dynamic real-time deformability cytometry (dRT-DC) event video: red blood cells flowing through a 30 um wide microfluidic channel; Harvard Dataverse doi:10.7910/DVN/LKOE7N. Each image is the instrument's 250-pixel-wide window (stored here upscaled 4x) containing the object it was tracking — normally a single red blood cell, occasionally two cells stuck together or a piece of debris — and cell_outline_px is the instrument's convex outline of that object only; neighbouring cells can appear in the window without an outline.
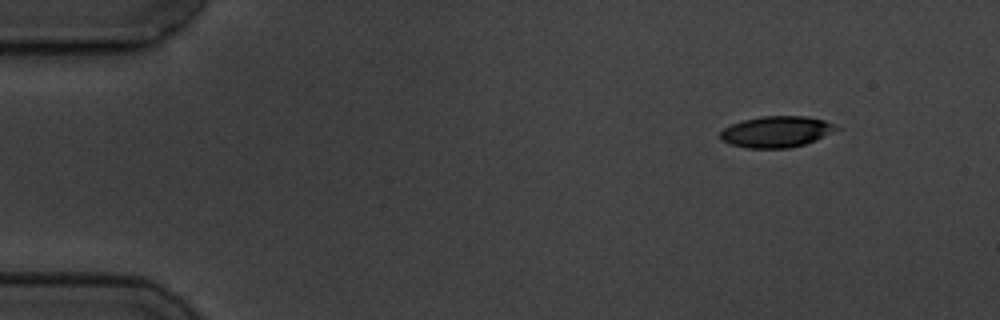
{"species": "common noctule bat (a hibernating species)", "species_latin": "Nyctalus noctula", "temperature_condition": "cold", "stored_images_in_passage": 4, "camera_frame_rate_fps": 3000, "um_per_image_px": 0.085, "animal": {"sex": "male", "body_mass_g": 19.5, "forearm_length_mm": 54.6}, "frame": {"image": 1, "passage_image": 1, "time_ms": 0.0, "image_size_px": [1000, 320], "cell_outline_px": [[840, 128], [804, 144], [788, 148], [748, 148], [732, 144], [720, 140], [720, 132], [724, 128], [732, 124], [744, 120], [760, 116], [804, 116], [824, 120], [836, 124]], "centroid_in_image_um": [65.97, 11.19], "position_along_channel_um": 19.0, "area_um2": 20.81}}
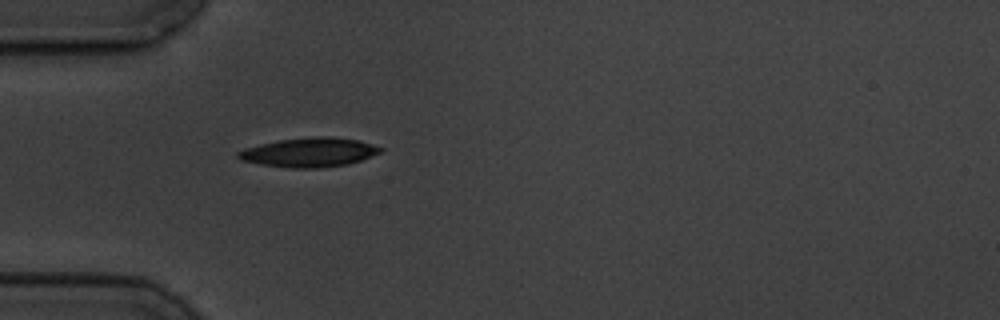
{"frame": {"image": 2, "passage_image": 4, "time_ms": 3.667, "image_size_px": [1000, 320], "cell_outline_px": [[384, 148], [380, 152], [360, 160], [348, 164], [320, 168], [292, 168], [260, 164], [240, 160], [236, 156], [236, 152], [244, 148], [260, 144], [280, 140], [312, 136], [332, 136], [360, 140]], "centroid_in_image_um": [26.27, 12.94], "position_along_channel_um": 58.7, "area_um2": 24.33}}